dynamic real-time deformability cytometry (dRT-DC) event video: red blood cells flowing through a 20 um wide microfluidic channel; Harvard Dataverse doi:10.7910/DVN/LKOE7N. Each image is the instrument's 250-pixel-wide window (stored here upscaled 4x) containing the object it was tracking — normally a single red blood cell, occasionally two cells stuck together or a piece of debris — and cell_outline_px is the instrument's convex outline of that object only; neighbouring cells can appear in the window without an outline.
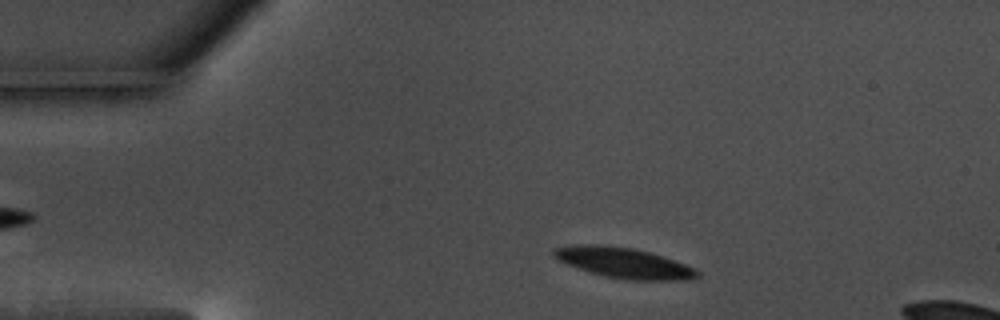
{"species": "common noctule bat (a hibernating species)", "species_latin": "Nyctalus noctula", "temperature_condition": "warm", "stored_images_in_passage": 44, "camera_frame_rate_fps": 3000, "um_per_image_px": 0.085, "animal": {"sex": "male", "body_mass_g": 17.5, "forearm_length_mm": 52.3}, "frame": {"image": 1, "passage_image": 5, "time_ms": 1.333, "image_size_px": [1000, 320], "cell_outline_px": [[700, 276], [688, 280], [628, 280], [604, 276], [588, 272], [576, 268], [556, 260], [552, 256], [552, 252], [556, 248], [576, 244], [600, 244], [632, 248], [652, 252], [696, 268], [700, 272]], "centroid_in_image_um": [53.01, 22.34], "position_along_channel_um": 32.0, "area_um2": 25.84}}
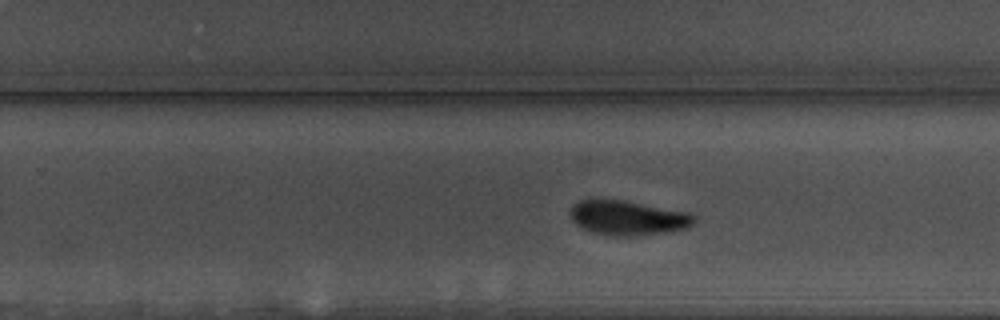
{"frame": {"image": 2, "passage_image": 30, "time_ms": 9.667, "image_size_px": [1000, 320], "cell_outline_px": [[696, 224], [688, 228], [668, 232], [632, 236], [612, 236], [592, 232], [580, 228], [572, 220], [572, 208], [580, 200], [620, 200], [688, 212], [696, 216]], "centroid_in_image_um": [53.43, 18.54], "position_along_channel_um": 276.4, "area_um2": 24.8}}
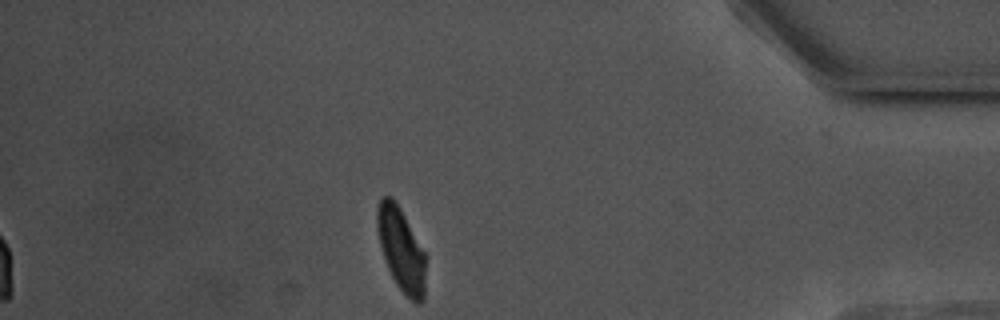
{"frame": {"image": 3, "passage_image": 44, "time_ms": 14.333, "image_size_px": [1000, 320], "cell_outline_px": [[424, 300], [412, 300], [396, 284], [388, 268], [380, 244], [376, 228], [376, 208], [380, 196], [388, 196], [400, 208], [424, 252]], "centroid_in_image_um": [34.05, 21.14], "position_along_channel_um": 401.2, "area_um2": 22.77}, "authors_computed_cell_mechanics": {"area_um2": 24.9985, "velocity_mm_per_s": 3.5269, "shape_relaxation_time_tau1_ms": 2.9238, "shape_relaxation_time_tau2_ms": 9.101, "deformation_change_tau1": 0.1074, "deformation_change_tau2": 0.1451}}